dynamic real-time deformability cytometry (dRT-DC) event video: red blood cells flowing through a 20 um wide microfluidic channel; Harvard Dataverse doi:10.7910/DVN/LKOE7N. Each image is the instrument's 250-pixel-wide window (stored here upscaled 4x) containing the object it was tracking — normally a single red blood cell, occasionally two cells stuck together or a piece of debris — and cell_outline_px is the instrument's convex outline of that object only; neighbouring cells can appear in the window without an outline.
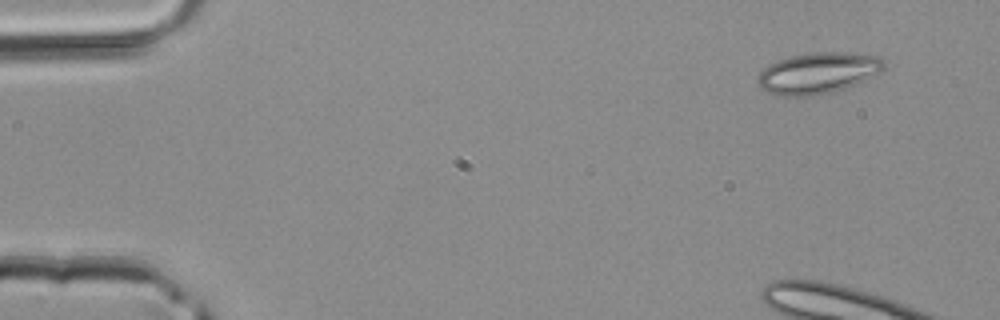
{"species": "common noctule bat (a hibernating species)", "species_latin": "Nyctalus noctula", "temperature_condition": "room temperature", "stored_images_in_passage": 4, "camera_frame_rate_fps": 3000, "um_per_image_px": 0.085, "animal": {"sex": "male", "body_mass_g": 20.4}, "frame": {"image": 1, "passage_image": 1, "time_ms": 0.0, "image_size_px": [1000, 320], "cell_outline_px": [[884, 68], [880, 72], [856, 84], [832, 92], [812, 96], [776, 96], [760, 88], [756, 84], [756, 80], [760, 72], [764, 68], [780, 60], [792, 56], [812, 52], [844, 52], [880, 56], [884, 60]], "centroid_in_image_um": [69.52, 6.22], "position_along_channel_um": 15.5, "area_um2": 30.29}}